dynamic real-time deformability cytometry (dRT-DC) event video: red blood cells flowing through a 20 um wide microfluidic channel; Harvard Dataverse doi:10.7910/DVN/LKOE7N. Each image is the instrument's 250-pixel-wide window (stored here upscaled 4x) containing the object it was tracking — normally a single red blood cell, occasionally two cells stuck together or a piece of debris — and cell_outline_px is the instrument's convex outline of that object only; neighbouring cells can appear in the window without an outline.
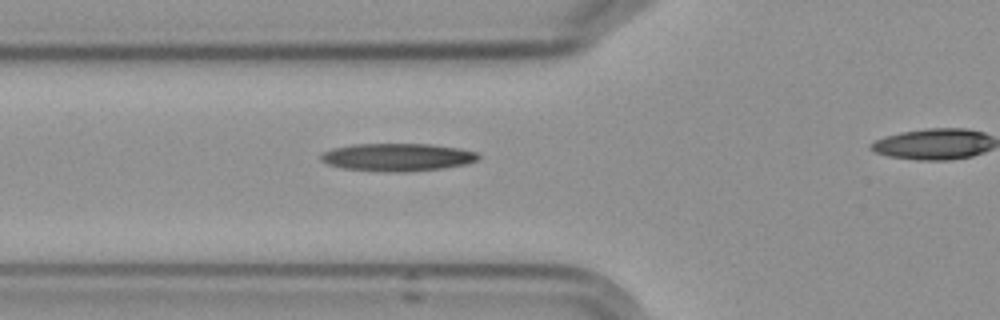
{"species": "Egyptian fruit bat (a non-hibernating species)", "species_latin": "Rousettus aegyptiacus", "temperature_condition": "cold", "stored_images_in_passage": 5, "segment_of_instrument_passage": [1, 2], "camera_frame_rate_fps": 3000, "um_per_image_px": 0.085, "frame": {"image": 1, "passage_image": 4, "time_ms": 3.667, "image_size_px": [1000, 320], "cell_outline_px": [[480, 156], [476, 160], [464, 164], [444, 168], [408, 172], [384, 172], [340, 168], [328, 164], [320, 160], [320, 156], [324, 152], [332, 148], [352, 144], [428, 144], [460, 148], [476, 152]], "centroid_in_image_um": [33.74, 13.37], "position_along_channel_um": 92.1, "area_um2": 25.61}}